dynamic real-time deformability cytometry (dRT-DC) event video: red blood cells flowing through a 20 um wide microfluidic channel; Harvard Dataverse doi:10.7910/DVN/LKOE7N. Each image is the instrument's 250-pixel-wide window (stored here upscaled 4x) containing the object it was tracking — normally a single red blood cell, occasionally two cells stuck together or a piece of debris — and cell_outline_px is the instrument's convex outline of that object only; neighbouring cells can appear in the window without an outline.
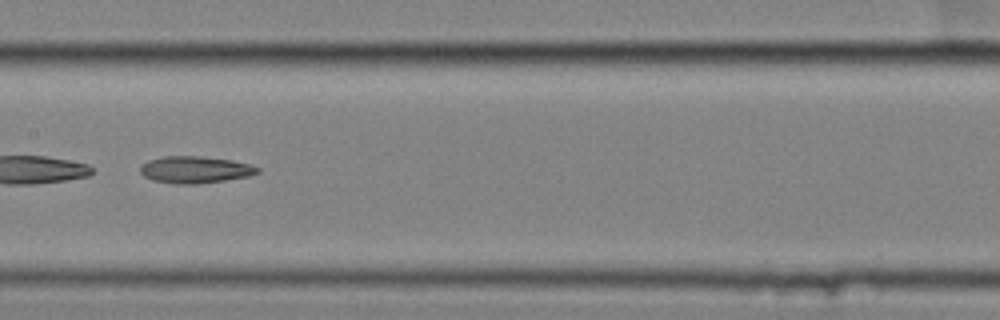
{"species": "common noctule bat (a hibernating species)", "species_latin": "Nyctalus noctula", "temperature_condition": "cold", "stored_images_in_passage": 29, "camera_frame_rate_fps": 3000, "um_per_image_px": 0.085, "animal": {"sex": "female", "body_mass_g": 25.1}, "frame": {"image": 1, "passage_image": 13, "time_ms": 4.0, "image_size_px": [1000, 320], "cell_outline_px": [[260, 172], [248, 176], [224, 180], [196, 184], [176, 184], [152, 180], [144, 176], [140, 172], [140, 168], [148, 160], [164, 156], [200, 156], [232, 160], [252, 164], [260, 168]], "centroid_in_image_um": [16.6, 14.42], "position_along_channel_um": 190.8, "area_um2": 18.38}}